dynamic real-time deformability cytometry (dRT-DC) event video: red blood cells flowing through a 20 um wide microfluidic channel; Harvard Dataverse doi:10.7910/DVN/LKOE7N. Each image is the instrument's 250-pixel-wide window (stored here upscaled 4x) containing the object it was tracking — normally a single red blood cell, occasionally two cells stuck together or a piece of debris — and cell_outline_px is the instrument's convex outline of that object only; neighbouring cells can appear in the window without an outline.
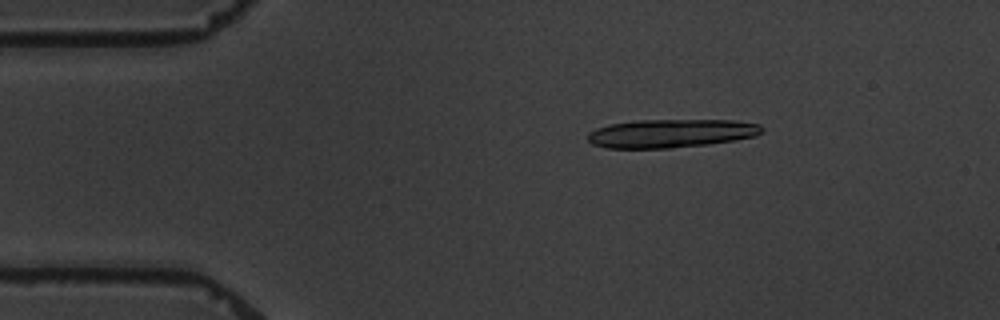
{"species": "common noctule bat (a hibernating species)", "species_latin": "Nyctalus noctula", "temperature_condition": "warm", "stored_images_in_passage": 6, "camera_frame_rate_fps": 3000, "um_per_image_px": 0.085, "animal": {"sex": "male", "body_mass_g": 19.5, "forearm_length_mm": 54.6}, "frame": {"image": 1, "passage_image": 3, "time_ms": 2.333, "image_size_px": [1000, 320], "cell_outline_px": [[764, 132], [756, 136], [708, 144], [668, 148], [608, 148], [592, 144], [588, 140], [588, 132], [596, 128], [612, 124], [636, 120], [732, 120], [760, 124], [764, 128]], "centroid_in_image_um": [57.05, 11.33], "position_along_channel_um": 27.9, "area_um2": 28.84}}